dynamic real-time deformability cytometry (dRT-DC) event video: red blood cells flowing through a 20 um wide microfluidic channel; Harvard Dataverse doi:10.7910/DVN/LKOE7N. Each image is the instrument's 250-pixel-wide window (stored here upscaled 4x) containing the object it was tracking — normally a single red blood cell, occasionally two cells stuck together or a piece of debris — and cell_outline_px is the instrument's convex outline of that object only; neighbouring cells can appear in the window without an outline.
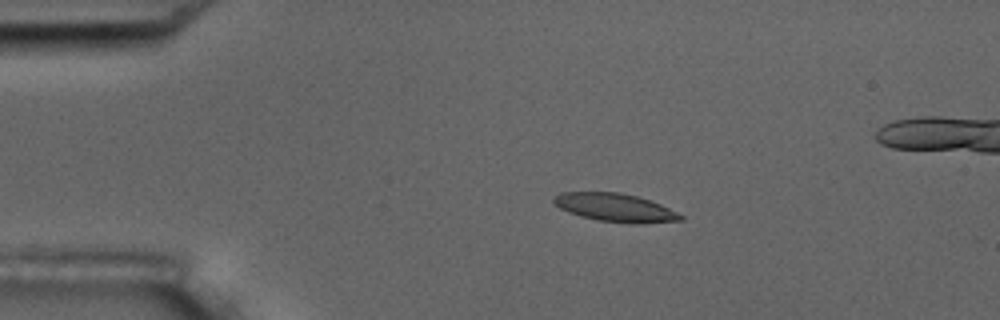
{"species": "common noctule bat (a hibernating species)", "species_latin": "Nyctalus noctula", "temperature_condition": "room temperature", "stored_images_in_passage": 8, "camera_frame_rate_fps": 3000, "um_per_image_px": 0.085, "animal": {"sex": "male", "body_mass_g": 17.5, "forearm_length_mm": 52.3}, "frame": {"image": 1, "passage_image": 2, "time_ms": 1.333, "image_size_px": [1000, 320], "cell_outline_px": [[684, 220], [640, 224], [632, 224], [596, 220], [580, 216], [568, 212], [560, 208], [552, 200], [552, 196], [560, 192], [620, 192], [636, 196], [660, 204], [684, 216]], "centroid_in_image_um": [52.27, 17.65], "position_along_channel_um": 32.7, "area_um2": 20.98}}
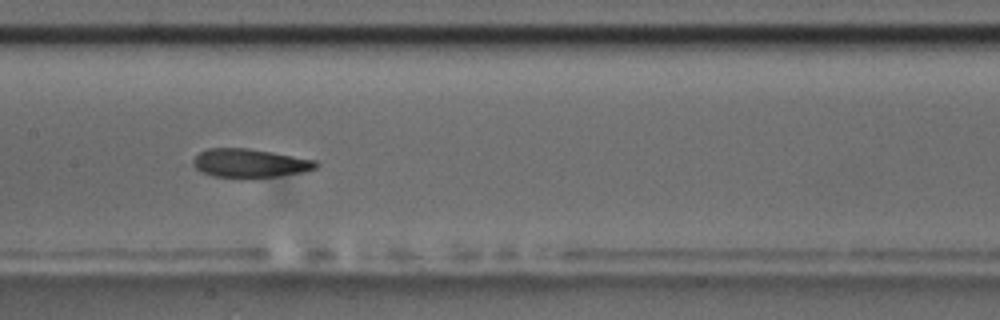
{"frame": {"image": 2, "passage_image": 7, "time_ms": 7.0, "image_size_px": [1000, 320], "cell_outline_px": [[320, 164], [316, 168], [300, 172], [276, 176], [244, 180], [212, 176], [200, 172], [192, 164], [192, 160], [200, 152], [208, 148], [248, 148], [272, 152], [316, 160]], "centroid_in_image_um": [21.19, 13.89], "position_along_channel_um": 186.2, "area_um2": 20.98}}
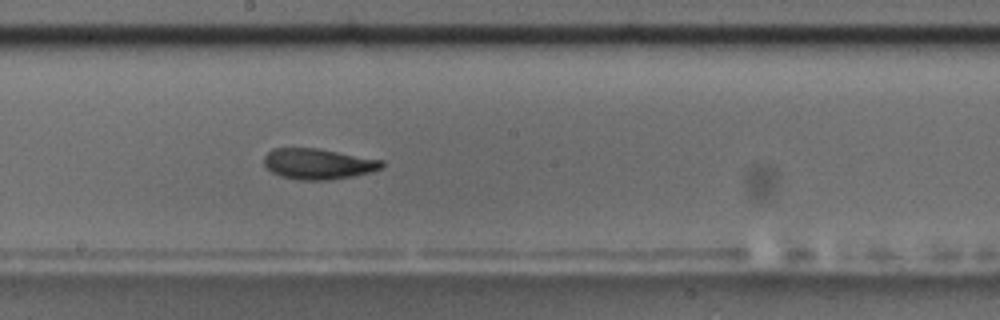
{"frame": {"image": 3, "passage_image": 8, "time_ms": 8.0, "image_size_px": [1000, 320], "cell_outline_px": [[384, 168], [372, 172], [352, 176], [328, 180], [296, 180], [280, 176], [272, 172], [264, 164], [264, 156], [272, 148], [316, 148], [384, 160]], "centroid_in_image_um": [27.06, 13.93], "position_along_channel_um": 221.1, "area_um2": 21.21}}